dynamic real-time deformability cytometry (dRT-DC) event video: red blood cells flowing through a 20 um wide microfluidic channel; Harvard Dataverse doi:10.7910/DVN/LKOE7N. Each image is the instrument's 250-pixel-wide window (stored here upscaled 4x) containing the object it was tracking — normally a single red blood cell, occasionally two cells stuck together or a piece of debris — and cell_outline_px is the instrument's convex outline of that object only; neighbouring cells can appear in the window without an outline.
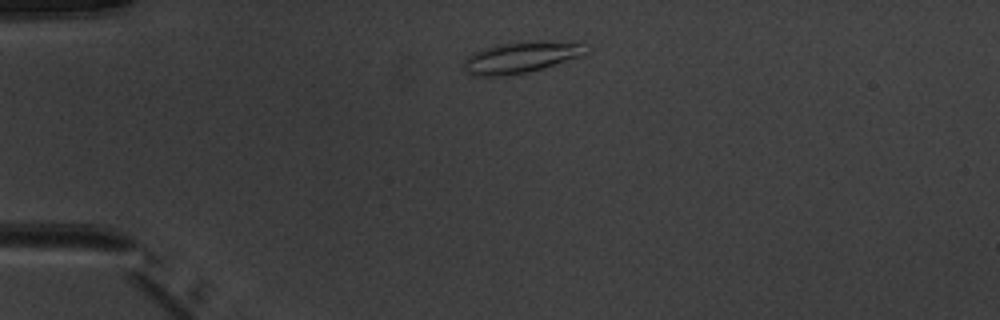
{"species": "common noctule bat (a hibernating species)", "species_latin": "Nyctalus noctula", "temperature_condition": "warm", "stored_images_in_passage": 2, "camera_frame_rate_fps": 3000, "um_per_image_px": 0.085, "animal": {"sex": "male", "body_mass_g": 20.1, "forearm_length_mm": 53.5}, "frame": {"image": 1, "passage_image": 1, "time_ms": 0.0, "image_size_px": [1000, 320], "cell_outline_px": [[584, 52], [580, 56], [528, 72], [504, 76], [472, 76], [460, 64], [472, 52], [480, 48], [496, 44], [576, 40], [584, 40]], "centroid_in_image_um": [44.22, 4.87], "position_along_channel_um": 40.8, "area_um2": 22.25}}